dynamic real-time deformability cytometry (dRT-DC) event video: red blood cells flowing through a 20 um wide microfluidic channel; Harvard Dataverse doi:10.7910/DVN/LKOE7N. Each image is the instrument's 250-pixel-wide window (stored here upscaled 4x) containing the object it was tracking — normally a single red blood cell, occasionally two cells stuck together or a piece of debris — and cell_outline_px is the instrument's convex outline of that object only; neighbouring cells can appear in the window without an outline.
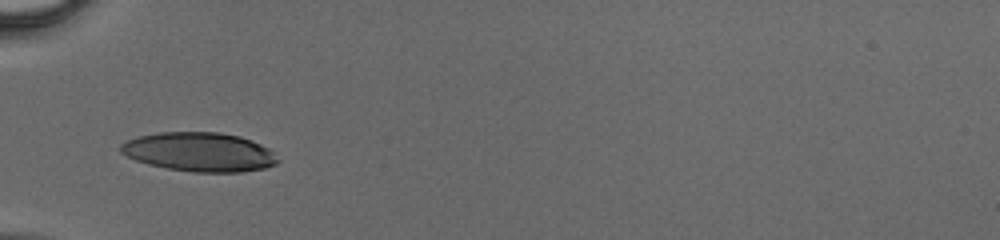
{"species": "human", "species_latin": "Homo sapiens", "temperature_condition": "cold", "stored_images_in_passage": 22, "camera_frame_rate_fps": 3000, "um_per_image_px": 0.085, "donor": {"sex": "male"}, "frame": {"image": 1, "passage_image": 1, "time_ms": 0.0, "image_size_px": [1000, 240], "cell_outline_px": [[280, 160], [276, 164], [264, 168], [240, 172], [192, 172], [168, 168], [148, 164], [136, 160], [120, 152], [120, 144], [128, 140], [140, 136], [160, 132], [220, 132], [240, 136], [252, 140], [268, 148]], "centroid_in_image_um": [16.97, 12.91], "position_along_channel_um": 68.0, "area_um2": 35.66}}
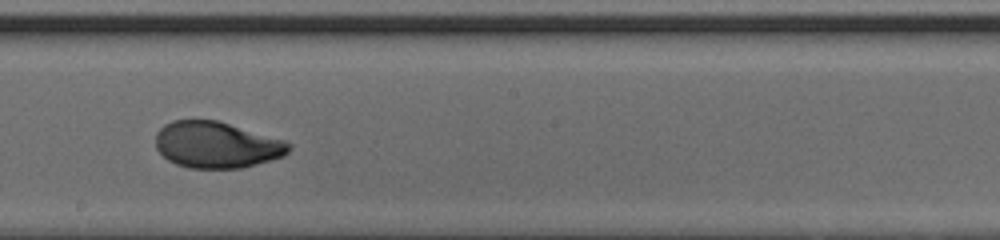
{"frame": {"image": 2, "passage_image": 12, "time_ms": 3.667, "image_size_px": [1000, 240], "cell_outline_px": [[292, 148], [284, 156], [256, 164], [240, 168], [188, 168], [176, 164], [168, 160], [156, 148], [156, 132], [164, 124], [172, 120], [216, 120], [284, 140], [292, 144]], "centroid_in_image_um": [18.4, 12.31], "position_along_channel_um": 229.8, "area_um2": 35.89}}
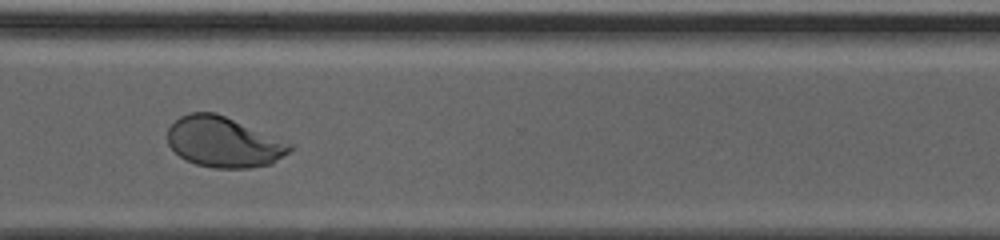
{"frame": {"image": 3, "passage_image": 20, "time_ms": 6.333, "image_size_px": [1000, 240], "cell_outline_px": [[292, 148], [288, 152], [272, 164], [248, 168], [216, 168], [196, 164], [180, 156], [168, 144], [168, 128], [180, 116], [192, 112], [216, 112], [292, 144]], "centroid_in_image_um": [19.0, 12.07], "position_along_channel_um": 351.6, "area_um2": 35.55}}